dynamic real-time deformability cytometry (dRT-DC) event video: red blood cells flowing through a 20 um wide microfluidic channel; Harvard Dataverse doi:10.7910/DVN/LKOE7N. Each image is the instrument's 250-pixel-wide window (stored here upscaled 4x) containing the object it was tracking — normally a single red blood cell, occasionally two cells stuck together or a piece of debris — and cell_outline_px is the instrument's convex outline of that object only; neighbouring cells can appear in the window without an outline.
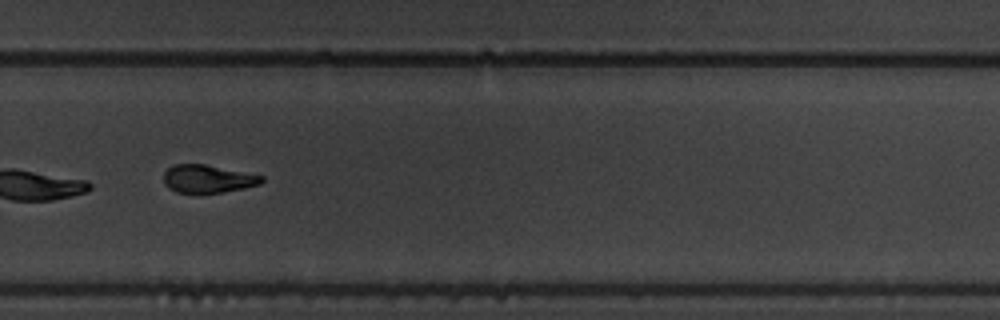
{"species": "common noctule bat (a hibernating species)", "species_latin": "Nyctalus noctula", "temperature_condition": "warm", "stored_images_in_passage": 15, "camera_frame_rate_fps": 3000, "um_per_image_px": 0.085, "animal": {"sex": "male", "body_mass_g": 19.5, "forearm_length_mm": 54.6}, "frame": {"image": 1, "passage_image": 11, "time_ms": 3.333, "image_size_px": [1000, 320], "cell_outline_px": [[264, 180], [260, 184], [244, 188], [220, 192], [176, 192], [168, 188], [164, 184], [164, 172], [172, 164], [204, 164], [264, 176]], "centroid_in_image_um": [17.64, 15.19], "position_along_channel_um": 312.2, "area_um2": 15.78}}